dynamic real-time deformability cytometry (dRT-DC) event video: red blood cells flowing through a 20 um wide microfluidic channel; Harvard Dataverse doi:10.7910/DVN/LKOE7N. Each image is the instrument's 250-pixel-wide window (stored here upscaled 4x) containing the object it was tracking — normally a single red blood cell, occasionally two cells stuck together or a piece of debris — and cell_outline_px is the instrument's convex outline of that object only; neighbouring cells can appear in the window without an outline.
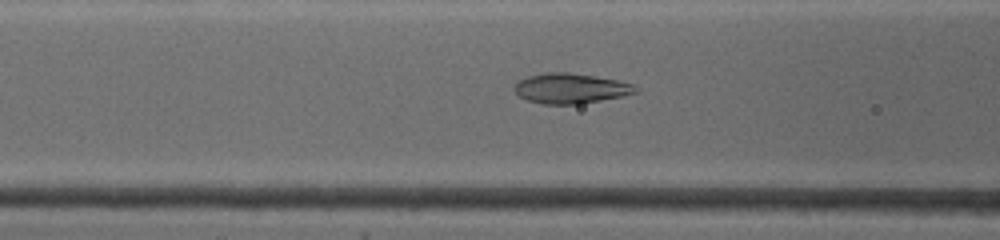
{"species": "common noctule bat (a hibernating species)", "species_latin": "Nyctalus noctula", "temperature_condition": "warm", "stored_images_in_passage": 32, "camera_frame_rate_fps": 4500, "um_per_image_px": 0.085, "animal": {"sex": "female", "body_mass_g": 19.0, "forearm_length_mm": 53.3}, "frame": {"image": 1, "passage_image": 6, "time_ms": 3.111, "image_size_px": [1000, 240], "cell_outline_px": [[640, 92], [624, 96], [580, 104], [540, 104], [528, 100], [520, 96], [512, 88], [520, 80], [528, 76], [548, 72], [568, 72], [596, 76], [620, 80], [632, 84]], "centroid_in_image_um": [48.54, 7.51], "position_along_channel_um": 118.1, "area_um2": 21.39}}
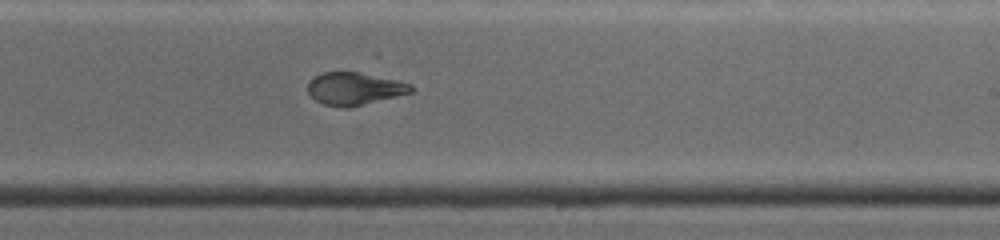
{"frame": {"image": 2, "passage_image": 15, "time_ms": 6.667, "image_size_px": [1000, 240], "cell_outline_px": [[416, 88], [412, 92], [348, 108], [340, 108], [320, 104], [308, 92], [308, 80], [324, 72], [356, 72], [396, 80], [412, 84]], "centroid_in_image_um": [30.11, 7.55], "position_along_channel_um": 258.9, "area_um2": 19.54}}
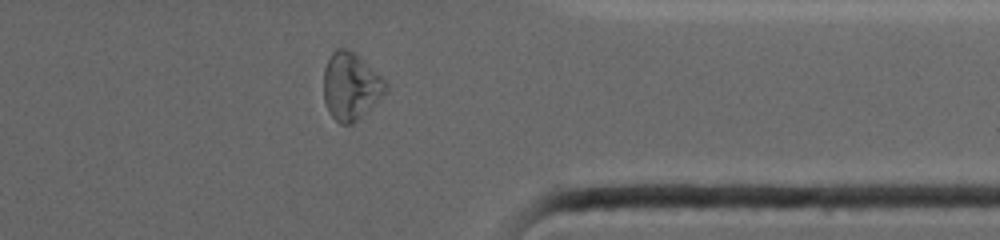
{"frame": {"image": 3, "passage_image": 25, "time_ms": 10.0, "image_size_px": [1000, 240], "cell_outline_px": [[388, 88], [352, 124], [340, 124], [328, 112], [324, 100], [324, 68], [332, 52], [336, 48], [348, 48], [380, 76], [388, 84]], "centroid_in_image_um": [29.76, 7.32], "position_along_channel_um": 381.6, "area_um2": 23.58}, "authors_computed_cell_mechanics": {"area_um2": 22.4553, "velocity_mm_per_s": 3.9615, "shape_relaxation_time_tau1_ms": 3.6378, "shape_relaxation_time_tau2_ms": 1.4634, "deformation_change_tau1": 0.1346, "deformation_change_tau2": 0.0752}}